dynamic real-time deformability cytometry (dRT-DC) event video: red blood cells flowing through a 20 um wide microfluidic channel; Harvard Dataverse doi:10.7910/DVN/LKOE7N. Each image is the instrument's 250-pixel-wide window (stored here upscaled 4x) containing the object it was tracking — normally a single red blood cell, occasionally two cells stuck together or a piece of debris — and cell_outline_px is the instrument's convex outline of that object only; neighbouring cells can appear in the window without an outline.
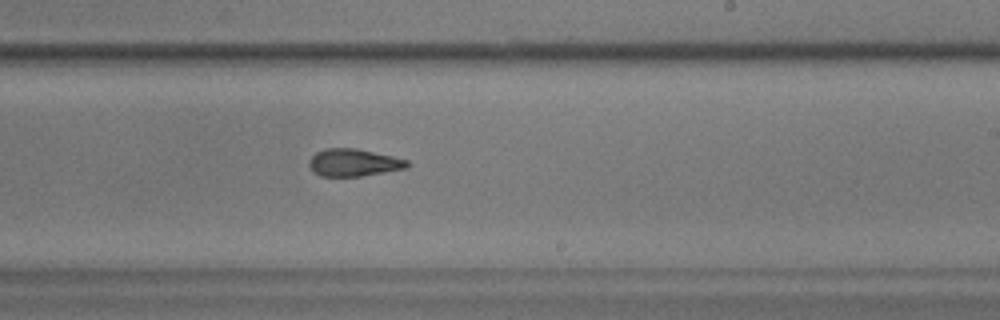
{"species": "common noctule bat (a hibernating species)", "species_latin": "Nyctalus noctula", "temperature_condition": "warm", "stored_images_in_passage": 44, "camera_frame_rate_fps": 3000, "um_per_image_px": 0.085, "animal": {"sex": "male", "body_mass_g": 17.9}, "frame": {"image": 1, "passage_image": 32, "time_ms": 10.333, "image_size_px": [1000, 320], "cell_outline_px": [[412, 164], [408, 168], [360, 176], [320, 176], [308, 164], [308, 160], [316, 152], [324, 148], [356, 148], [392, 156], [408, 160]], "centroid_in_image_um": [30.09, 13.81], "position_along_channel_um": 258.9, "area_um2": 15.66}}